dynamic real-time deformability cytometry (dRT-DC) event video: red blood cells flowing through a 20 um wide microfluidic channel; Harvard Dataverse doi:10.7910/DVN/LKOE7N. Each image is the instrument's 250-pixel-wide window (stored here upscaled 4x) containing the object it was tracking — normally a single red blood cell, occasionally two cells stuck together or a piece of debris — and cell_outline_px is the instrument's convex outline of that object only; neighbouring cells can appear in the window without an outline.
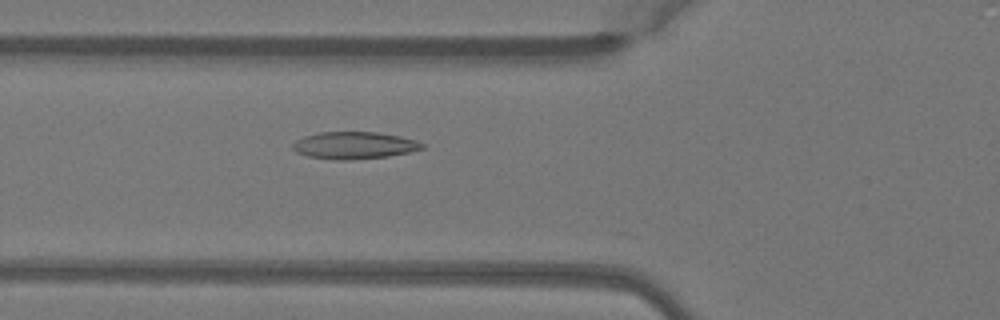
{"species": "Egyptian fruit bat (a non-hibernating species)", "species_latin": "Rousettus aegyptiacus", "temperature_condition": "warm", "stored_images_in_passage": 41, "camera_frame_rate_fps": 3000, "um_per_image_px": 0.085, "animal": {"sex": "female"}, "frame": {"image": 1, "passage_image": 10, "time_ms": 3.0, "image_size_px": [1000, 320], "cell_outline_px": [[424, 148], [408, 152], [388, 156], [352, 160], [332, 160], [308, 156], [296, 152], [292, 148], [292, 144], [296, 140], [304, 136], [320, 132], [376, 132], [400, 136], [416, 140], [424, 144]], "centroid_in_image_um": [30.09, 12.36], "position_along_channel_um": 95.7, "area_um2": 20.52}}
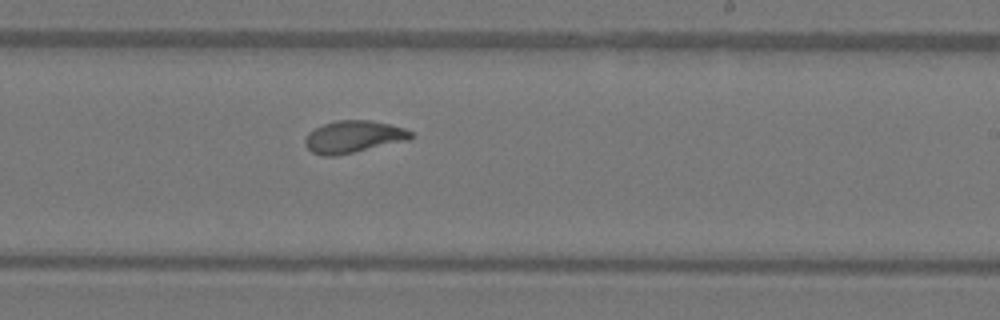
{"frame": {"image": 2, "passage_image": 22, "time_ms": 7.0, "image_size_px": [1000, 320], "cell_outline_px": [[416, 136], [408, 140], [336, 156], [320, 156], [312, 152], [304, 144], [304, 140], [308, 132], [324, 124], [336, 120], [372, 120], [404, 128], [412, 132]], "centroid_in_image_um": [30.03, 11.63], "position_along_channel_um": 259.0, "area_um2": 19.88}}
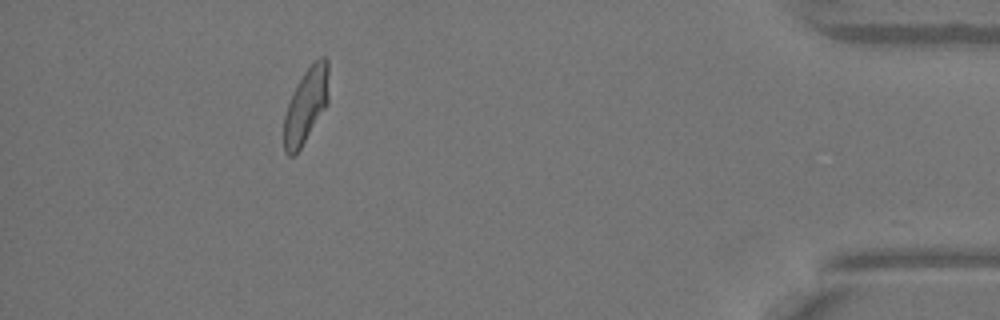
{"frame": {"image": 3, "passage_image": 37, "time_ms": 12.0, "image_size_px": [1000, 320], "cell_outline_px": [[328, 104], [296, 156], [288, 156], [284, 152], [284, 116], [288, 104], [304, 72], [320, 56], [328, 56]], "centroid_in_image_um": [26.02, 9.0], "position_along_channel_um": 409.2, "area_um2": 19.54}, "authors_computed_cell_mechanics": {"area_um2": 19.7676, "velocity_mm_per_s": 4.08, "shape_relaxation_time_tau1_ms": 4.2013, "shape_relaxation_time_tau2_ms": 0.9955, "deformation_change_tau1": 0.1429, "deformation_change_tau2": 0.065}}